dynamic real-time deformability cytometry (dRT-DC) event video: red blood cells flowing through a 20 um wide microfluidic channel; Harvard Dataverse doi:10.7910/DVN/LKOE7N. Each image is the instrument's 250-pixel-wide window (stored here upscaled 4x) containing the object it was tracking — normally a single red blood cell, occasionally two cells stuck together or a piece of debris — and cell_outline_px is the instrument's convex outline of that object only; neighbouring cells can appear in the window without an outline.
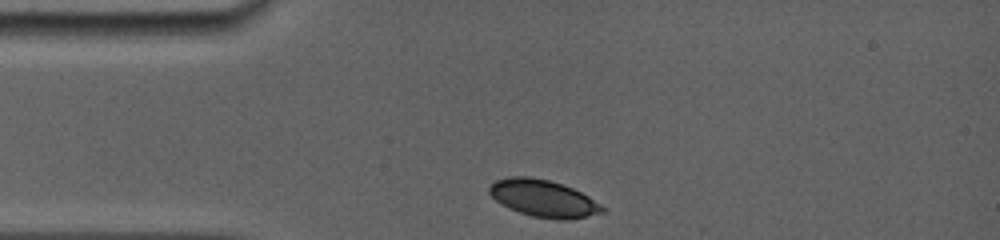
{"species": "common noctule bat (a hibernating species)", "species_latin": "Nyctalus noctula", "temperature_condition": "room temperature", "stored_images_in_passage": 3, "camera_frame_rate_fps": 5000, "um_per_image_px": 0.085, "animal": {"sex": "female", "body_mass_g": 19.0, "forearm_length_mm": 56.7}, "frame": {"image": 1, "passage_image": 1, "time_ms": 0.0, "image_size_px": [1000, 240], "cell_outline_px": [[604, 212], [568, 220], [556, 220], [532, 216], [508, 208], [500, 204], [488, 192], [488, 188], [496, 180], [508, 176], [528, 176], [548, 180], [572, 188], [588, 196], [600, 204], [604, 208]], "centroid_in_image_um": [46.15, 16.87], "position_along_channel_um": 38.8, "area_um2": 24.28}}